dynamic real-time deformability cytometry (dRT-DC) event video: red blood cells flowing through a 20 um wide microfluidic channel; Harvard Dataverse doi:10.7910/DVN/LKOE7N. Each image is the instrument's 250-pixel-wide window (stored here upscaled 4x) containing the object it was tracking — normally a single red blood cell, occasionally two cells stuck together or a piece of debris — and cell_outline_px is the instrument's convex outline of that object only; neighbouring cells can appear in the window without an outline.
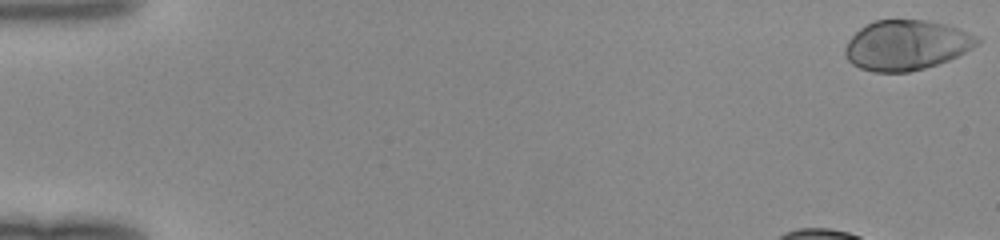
{"species": "human", "species_latin": "Homo sapiens", "temperature_condition": "room temperature", "stored_images_in_passage": 12, "camera_frame_rate_fps": 3000, "um_per_image_px": 0.085, "donor": {"sex": "female"}, "frame": {"image": 1, "passage_image": 1, "time_ms": 0.0, "image_size_px": [1000, 240], "cell_outline_px": [[980, 44], [948, 60], [924, 68], [908, 72], [872, 72], [860, 68], [852, 64], [844, 56], [844, 48], [848, 40], [860, 28], [876, 20], [924, 20], [944, 24], [960, 28], [976, 36], [980, 40]], "centroid_in_image_um": [77.02, 3.84], "position_along_channel_um": 8.0, "area_um2": 38.38}}